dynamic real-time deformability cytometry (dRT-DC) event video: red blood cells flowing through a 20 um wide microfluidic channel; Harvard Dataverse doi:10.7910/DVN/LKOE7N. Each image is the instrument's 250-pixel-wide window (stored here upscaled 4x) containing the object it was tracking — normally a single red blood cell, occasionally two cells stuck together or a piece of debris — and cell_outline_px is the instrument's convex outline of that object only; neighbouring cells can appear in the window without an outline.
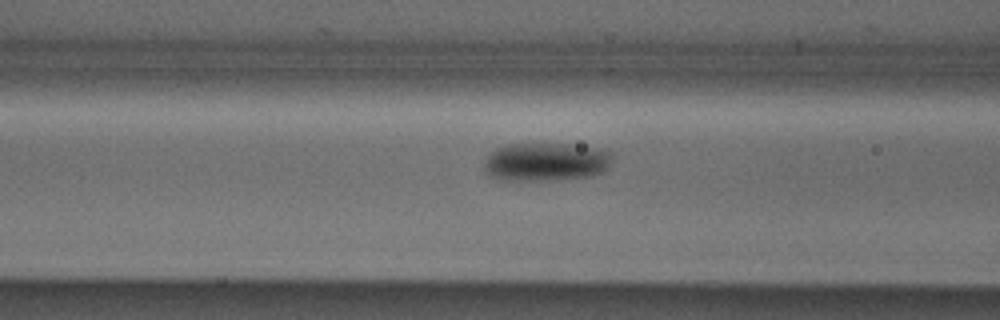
{"species": "Egyptian fruit bat (a non-hibernating species)", "species_latin": "Rousettus aegyptiacus", "temperature_condition": "cold", "stored_images_in_passage": 9, "camera_frame_rate_fps": 3000, "um_per_image_px": 0.085, "animal": {"sex": "male"}, "frame": {"image": 1, "passage_image": 7, "time_ms": 2.0, "image_size_px": [1000, 320], "cell_outline_px": [[612, 156], [608, 168], [600, 172], [588, 176], [540, 180], [500, 180], [488, 176], [484, 168], [484, 164], [488, 156], [496, 148], [508, 144], [568, 144], [600, 148], [612, 152]], "centroid_in_image_um": [46.38, 13.75], "position_along_channel_um": 120.2, "area_um2": 28.5}}